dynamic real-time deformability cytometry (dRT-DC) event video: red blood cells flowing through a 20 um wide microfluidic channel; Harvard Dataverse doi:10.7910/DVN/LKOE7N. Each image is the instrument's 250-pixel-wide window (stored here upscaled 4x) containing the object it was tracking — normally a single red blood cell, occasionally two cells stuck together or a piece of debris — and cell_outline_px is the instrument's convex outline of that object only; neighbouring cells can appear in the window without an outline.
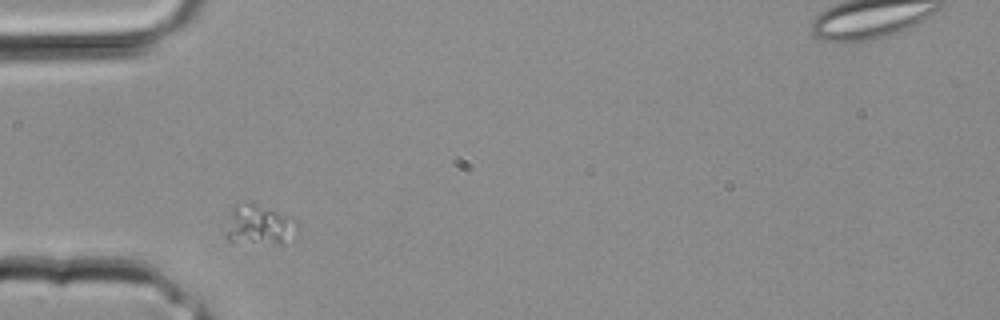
{"species": "common noctule bat (a hibernating species)", "species_latin": "Nyctalus noctula", "temperature_condition": "room temperature", "stored_images_in_passage": 18, "camera_frame_rate_fps": 3000, "um_per_image_px": 0.085, "animal": {"sex": "male", "body_mass_g": 20.4}, "frame": {"image": 1, "passage_image": 1, "time_ms": 0.0, "image_size_px": [1000, 320], "cell_outline_px": [[300, 232], [284, 244], [272, 244], [228, 240], [224, 236], [232, 208], [236, 204], [252, 204], [296, 216], [300, 224]], "centroid_in_image_um": [22.17, 19.14], "position_along_channel_um": 62.8, "area_um2": 16.99}}
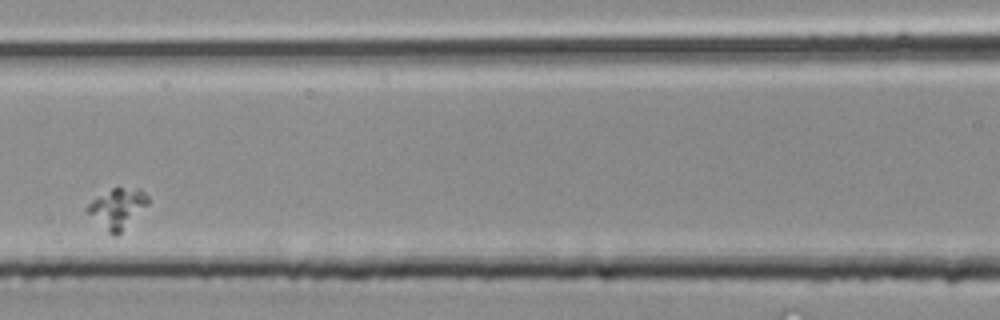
{"frame": {"image": 2, "passage_image": 6, "time_ms": 1.667, "image_size_px": [1000, 320], "cell_outline_px": [[148, 204], [116, 236], [112, 236], [84, 208], [92, 200], [112, 188], [140, 188], [148, 196]], "centroid_in_image_um": [9.98, 17.68], "position_along_channel_um": 156.6, "area_um2": 13.64}}
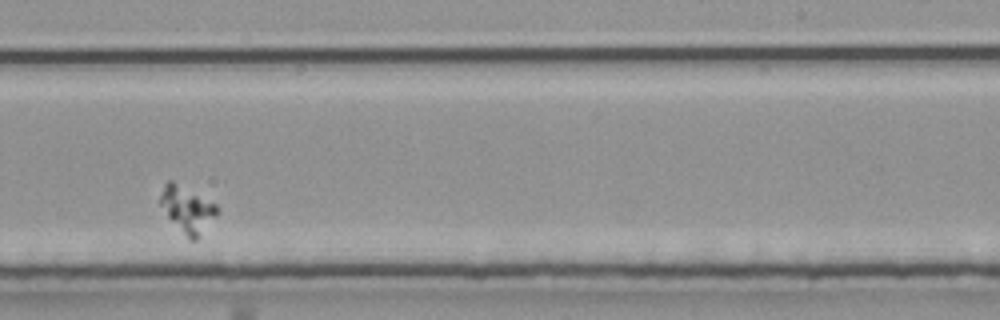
{"frame": {"image": 3, "passage_image": 12, "time_ms": 3.667, "image_size_px": [1000, 320], "cell_outline_px": [[220, 212], [196, 240], [188, 240], [168, 216], [160, 204], [160, 196], [164, 184], [168, 180], [172, 180], [216, 204]], "centroid_in_image_um": [15.94, 17.8], "position_along_channel_um": 273.1, "area_um2": 15.14}}